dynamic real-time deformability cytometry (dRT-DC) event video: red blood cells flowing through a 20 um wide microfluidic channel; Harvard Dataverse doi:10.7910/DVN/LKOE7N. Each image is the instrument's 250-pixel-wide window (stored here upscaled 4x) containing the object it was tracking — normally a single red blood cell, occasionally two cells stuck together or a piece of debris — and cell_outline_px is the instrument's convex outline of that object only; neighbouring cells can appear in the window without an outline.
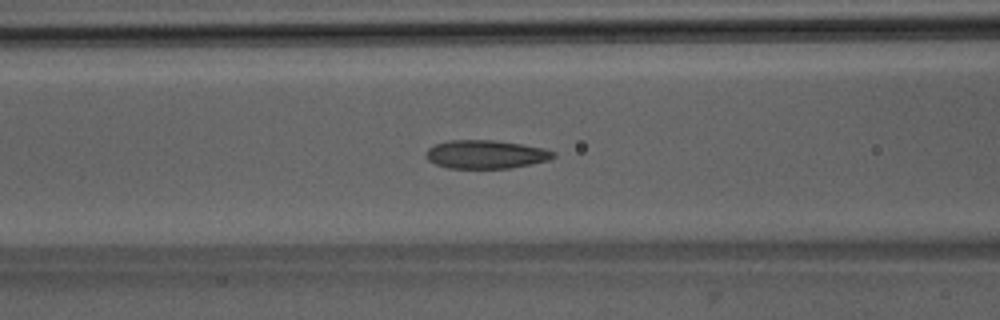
{"species": "Egyptian fruit bat (a non-hibernating species)", "species_latin": "Rousettus aegyptiacus", "temperature_condition": "room temperature", "stored_images_in_passage": 52, "camera_frame_rate_fps": 3000, "um_per_image_px": 0.085, "animal": {"sex": "male"}, "frame": {"image": 1, "passage_image": 22, "time_ms": 7.0, "image_size_px": [1000, 320], "cell_outline_px": [[556, 156], [548, 160], [532, 164], [512, 168], [448, 168], [436, 164], [428, 160], [428, 148], [436, 144], [448, 140], [496, 140], [544, 148], [556, 152]], "centroid_in_image_um": [41.34, 13.12], "position_along_channel_um": 125.3, "area_um2": 21.04}}
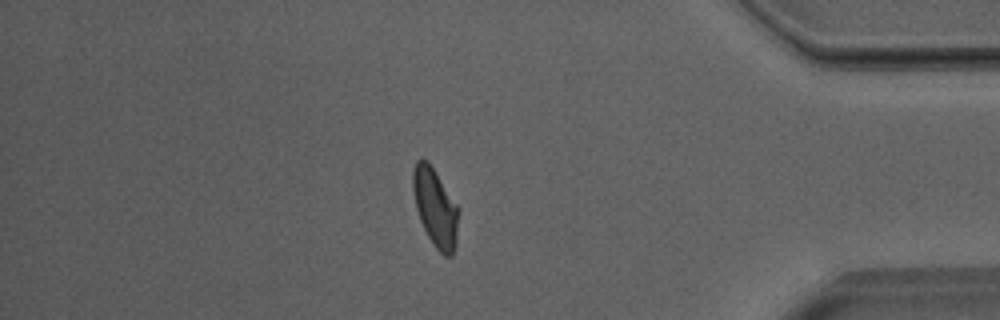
{"frame": {"image": 2, "passage_image": 45, "time_ms": 14.667, "image_size_px": [1000, 320], "cell_outline_px": [[460, 208], [456, 244], [452, 256], [444, 256], [436, 248], [428, 236], [420, 220], [416, 208], [412, 188], [412, 172], [416, 160], [420, 156], [428, 160]], "centroid_in_image_um": [37.01, 17.6], "position_along_channel_um": 398.2, "area_um2": 21.15}}
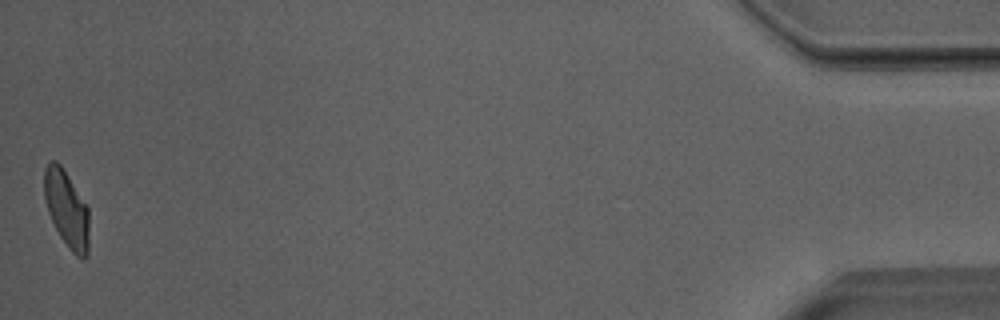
{"frame": {"image": 3, "passage_image": 52, "time_ms": 17.0, "image_size_px": [1000, 320], "cell_outline_px": [[88, 256], [84, 260], [80, 260], [72, 252], [60, 236], [48, 212], [44, 196], [44, 168], [52, 160], [56, 160], [64, 168], [88, 208]], "centroid_in_image_um": [5.67, 17.77], "position_along_channel_um": 429.5, "area_um2": 20.06}, "authors_computed_cell_mechanics": {"area_um2": 21.1548, "velocity_mm_per_s": 3.9972, "shape_relaxation_time_tau1_ms": 7.1598, "shape_relaxation_time_tau2_ms": 1.6327, "deformation_change_tau1": 0.1875, "deformation_change_tau2": 0.0803}}